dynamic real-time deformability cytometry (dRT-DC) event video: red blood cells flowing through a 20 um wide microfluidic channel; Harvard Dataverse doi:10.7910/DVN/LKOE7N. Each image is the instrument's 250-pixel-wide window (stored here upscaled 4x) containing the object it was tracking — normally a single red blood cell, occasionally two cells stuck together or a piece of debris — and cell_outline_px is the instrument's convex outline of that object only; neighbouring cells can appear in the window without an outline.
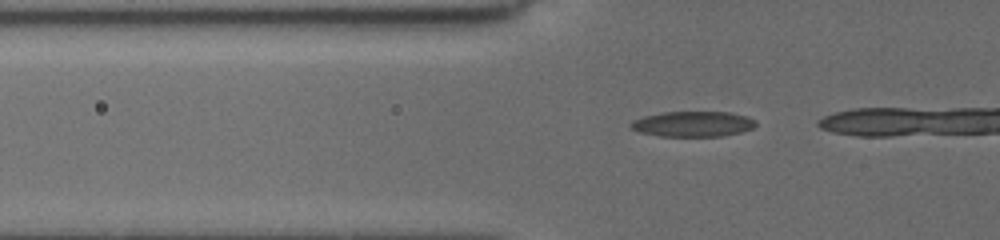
{"species": "common noctule bat (a hibernating species)", "species_latin": "Nyctalus noctula", "temperature_condition": "cold", "stored_images_in_passage": 7, "camera_frame_rate_fps": 3000, "um_per_image_px": 0.085, "animal": {"sex": "female", "body_mass_g": 19.5, "forearm_length_mm": 54.1}, "frame": {"image": 1, "passage_image": 3, "time_ms": 0.667, "image_size_px": [1000, 240], "cell_outline_px": [[756, 124], [752, 128], [740, 132], [724, 136], [660, 136], [640, 132], [632, 128], [628, 124], [632, 120], [644, 116], [664, 112], [732, 112], [748, 116], [756, 120]], "centroid_in_image_um": [58.91, 10.53], "position_along_channel_um": 66.9, "area_um2": 18.55}}
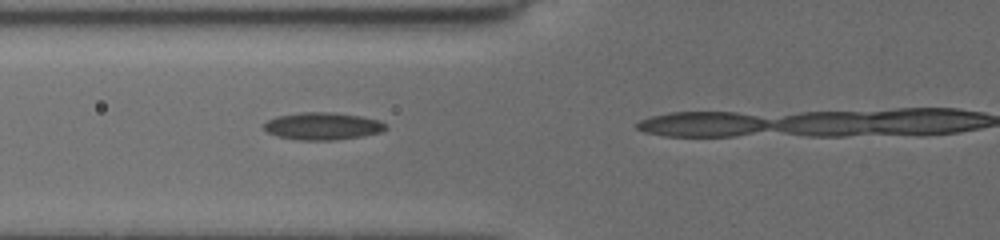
{"frame": {"image": 2, "passage_image": 6, "time_ms": 1.667, "image_size_px": [1000, 240], "cell_outline_px": [[388, 128], [380, 132], [360, 136], [336, 140], [296, 140], [276, 136], [268, 132], [264, 128], [264, 124], [268, 120], [276, 116], [300, 112], [332, 112], [360, 116], [380, 120]], "centroid_in_image_um": [27.4, 10.72], "position_along_channel_um": 98.4, "area_um2": 19.42}}